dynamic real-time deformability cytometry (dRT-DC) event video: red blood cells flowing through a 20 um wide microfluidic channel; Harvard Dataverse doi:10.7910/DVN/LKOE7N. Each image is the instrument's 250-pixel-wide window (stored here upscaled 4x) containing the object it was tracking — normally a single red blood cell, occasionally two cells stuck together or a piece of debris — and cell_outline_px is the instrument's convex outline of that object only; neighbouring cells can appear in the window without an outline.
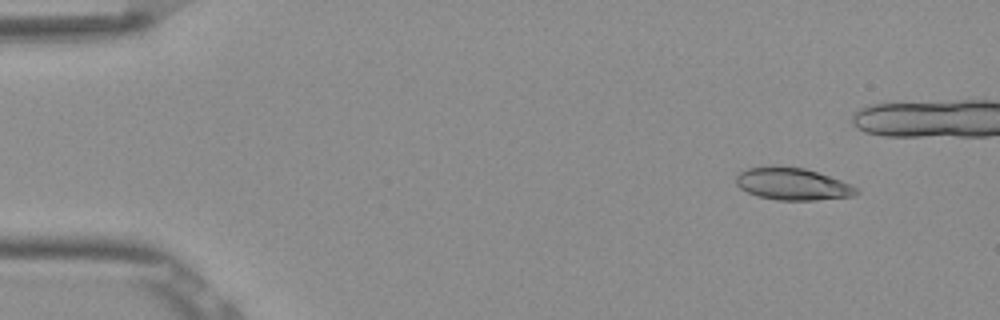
{"species": "Egyptian fruit bat (a non-hibernating species)", "species_latin": "Rousettus aegyptiacus", "temperature_condition": "room temperature", "stored_images_in_passage": 40, "camera_frame_rate_fps": 3000, "um_per_image_px": 0.085, "frame": {"image": 1, "passage_image": 1, "time_ms": 0.0, "image_size_px": [1000, 320], "cell_outline_px": [[860, 192], [852, 196], [816, 200], [776, 200], [756, 196], [740, 188], [736, 184], [736, 176], [740, 172], [748, 168], [772, 164], [780, 164], [804, 168], [852, 184], [860, 188]], "centroid_in_image_um": [67.35, 15.62], "position_along_channel_um": 17.6, "area_um2": 23.0}}
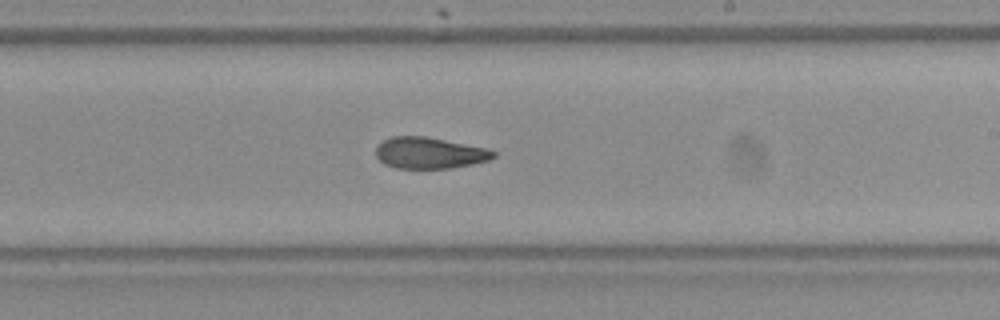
{"frame": {"image": 2, "passage_image": 27, "time_ms": 8.667, "image_size_px": [1000, 320], "cell_outline_px": [[496, 156], [488, 160], [472, 164], [452, 168], [396, 168], [384, 164], [376, 156], [376, 144], [392, 136], [424, 136], [488, 148], [496, 152]], "centroid_in_image_um": [36.5, 13.0], "position_along_channel_um": 252.5, "area_um2": 21.5}}
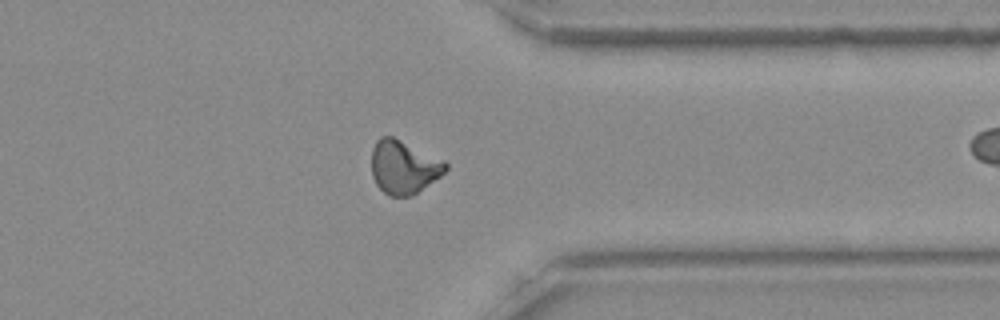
{"frame": {"image": 3, "passage_image": 37, "time_ms": 12.0, "image_size_px": [1000, 320], "cell_outline_px": [[448, 168], [440, 176], [412, 196], [388, 196], [376, 184], [372, 176], [372, 148], [376, 140], [380, 136], [392, 136], [444, 160], [448, 164]], "centroid_in_image_um": [34.3, 14.2], "position_along_channel_um": 377.1, "area_um2": 23.0}, "authors_computed_cell_mechanics": {"area_um2": 22.5131, "velocity_mm_per_s": 3.8807, "shape_relaxation_time_tau1_ms": null, "shape_relaxation_time_tau2_ms": 3.7911, "deformation_change_tau1": null, "deformation_change_tau2": 0.1048}}